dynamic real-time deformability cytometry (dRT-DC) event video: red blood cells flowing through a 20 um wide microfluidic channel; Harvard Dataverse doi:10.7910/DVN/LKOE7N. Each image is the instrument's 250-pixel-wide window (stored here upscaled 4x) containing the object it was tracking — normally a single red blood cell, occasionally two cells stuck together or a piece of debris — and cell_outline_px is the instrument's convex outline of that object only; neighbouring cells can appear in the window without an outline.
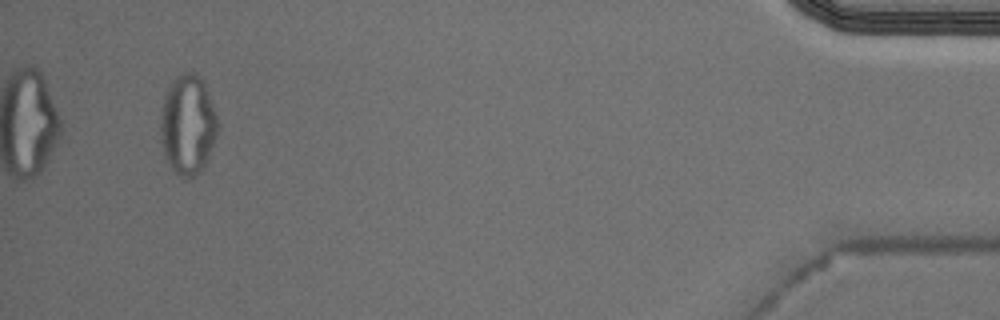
{"species": "Egyptian fruit bat (a non-hibernating species)", "species_latin": "Rousettus aegyptiacus", "temperature_condition": "cold", "stored_images_in_passage": 45, "segment_of_instrument_passage": [2, 2], "camera_frame_rate_fps": 3000, "um_per_image_px": 0.085, "animal": {"sex": "male"}, "frame": {"image": 1, "passage_image": 42, "time_ms": 13.667, "image_size_px": [1000, 320], "cell_outline_px": [[220, 124], [216, 136], [208, 156], [200, 172], [188, 180], [180, 176], [168, 164], [164, 156], [160, 140], [160, 112], [164, 96], [172, 80], [176, 76], [184, 72], [196, 72], [204, 84]], "centroid_in_image_um": [15.93, 10.61], "position_along_channel_um": 419.3, "area_um2": 33.47}}